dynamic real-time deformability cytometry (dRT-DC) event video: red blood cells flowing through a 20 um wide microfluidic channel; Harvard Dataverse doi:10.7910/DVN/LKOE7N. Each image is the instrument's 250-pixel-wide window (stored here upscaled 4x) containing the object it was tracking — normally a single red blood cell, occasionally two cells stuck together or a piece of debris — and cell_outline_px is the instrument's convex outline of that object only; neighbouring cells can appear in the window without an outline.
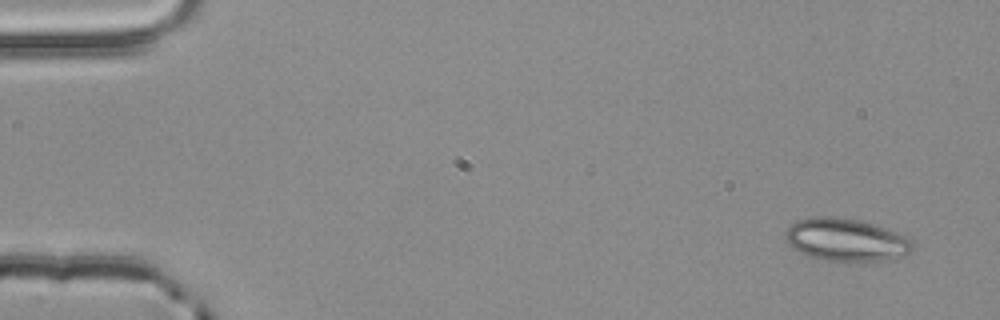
{"species": "common noctule bat (a hibernating species)", "species_latin": "Nyctalus noctula", "temperature_condition": "room temperature", "stored_images_in_passage": 3, "camera_frame_rate_fps": 3000, "um_per_image_px": 0.085, "animal": {"sex": "male", "body_mass_g": 20.4}, "frame": {"image": 1, "passage_image": 1, "time_ms": 0.0, "image_size_px": [1000, 320], "cell_outline_px": [[912, 252], [884, 260], [824, 260], [808, 256], [792, 248], [788, 244], [784, 236], [784, 232], [796, 220], [812, 216], [832, 216], [860, 220], [896, 232], [912, 240]], "centroid_in_image_um": [71.84, 20.36], "position_along_channel_um": 13.2, "area_um2": 31.33}}